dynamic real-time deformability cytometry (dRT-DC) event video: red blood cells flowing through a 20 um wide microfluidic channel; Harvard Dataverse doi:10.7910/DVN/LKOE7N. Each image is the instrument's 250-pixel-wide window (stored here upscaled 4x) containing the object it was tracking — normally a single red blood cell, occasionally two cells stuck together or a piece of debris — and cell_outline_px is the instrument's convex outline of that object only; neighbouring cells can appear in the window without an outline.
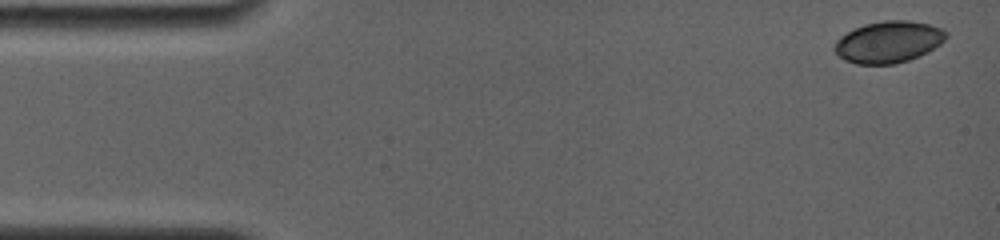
{"species": "common noctule bat (a hibernating species)", "species_latin": "Nyctalus noctula", "temperature_condition": "room temperature", "stored_images_in_passage": 8, "camera_frame_rate_fps": 4000, "um_per_image_px": 0.085, "animal": {"sex": "female", "body_mass_g": 19.0, "forearm_length_mm": 56.7}, "frame": {"image": 1, "passage_image": 1, "time_ms": 0.0, "image_size_px": [1000, 240], "cell_outline_px": [[948, 36], [940, 44], [928, 52], [908, 60], [892, 64], [856, 64], [844, 60], [832, 48], [836, 40], [840, 36], [864, 24], [884, 20], [908, 20], [928, 24], [940, 28], [948, 32]], "centroid_in_image_um": [75.52, 3.56], "position_along_channel_um": 9.5, "area_um2": 27.05}}
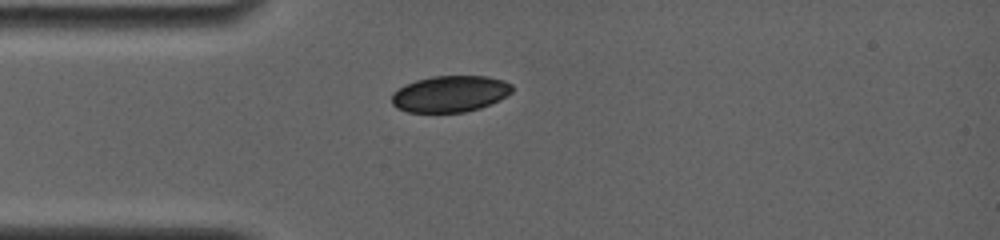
{"frame": {"image": 2, "passage_image": 6, "time_ms": 3.75, "image_size_px": [1000, 240], "cell_outline_px": [[512, 92], [500, 100], [480, 108], [464, 112], [408, 112], [396, 108], [392, 104], [392, 92], [416, 80], [432, 76], [488, 76], [504, 80], [512, 84]], "centroid_in_image_um": [38.28, 7.98], "position_along_channel_um": 46.7, "area_um2": 25.55}}
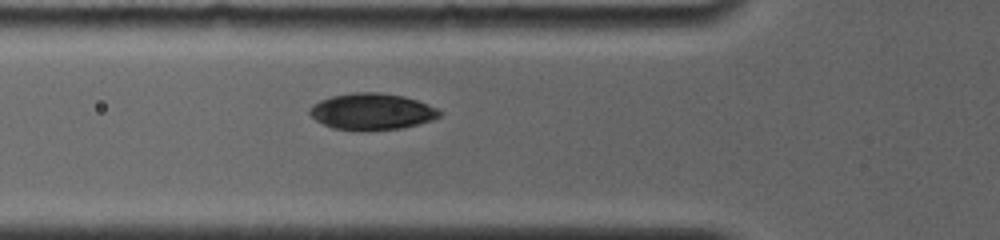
{"frame": {"image": 3, "passage_image": 8, "time_ms": 5.25, "image_size_px": [1000, 240], "cell_outline_px": [[440, 116], [432, 120], [404, 128], [332, 128], [316, 120], [308, 112], [308, 108], [312, 104], [320, 100], [332, 96], [356, 92], [376, 92], [404, 96], [416, 100], [436, 108], [440, 112]], "centroid_in_image_um": [31.59, 9.44], "position_along_channel_um": 94.2, "area_um2": 26.76}}